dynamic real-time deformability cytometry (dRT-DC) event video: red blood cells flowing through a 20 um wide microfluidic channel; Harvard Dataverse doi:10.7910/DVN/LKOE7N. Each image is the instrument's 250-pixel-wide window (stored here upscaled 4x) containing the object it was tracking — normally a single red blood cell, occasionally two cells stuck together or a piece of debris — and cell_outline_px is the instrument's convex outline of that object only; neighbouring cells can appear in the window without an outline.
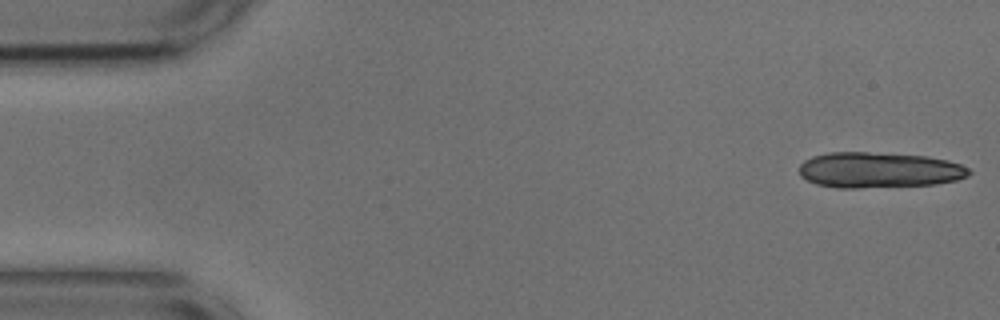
{"species": "common noctule bat (a hibernating species)", "species_latin": "Nyctalus noctula", "temperature_condition": "cold", "stored_images_in_passage": 53, "camera_frame_rate_fps": 3000, "um_per_image_px": 0.085, "animal": {"sex": "male", "body_mass_g": 17.9, "forearm_length_mm": 54.2}, "frame": {"image": 1, "passage_image": 1, "time_ms": 0.0, "image_size_px": [1000, 320], "cell_outline_px": [[972, 172], [968, 176], [956, 180], [936, 184], [860, 188], [836, 188], [816, 184], [800, 176], [800, 164], [804, 160], [812, 156], [828, 152], [868, 152], [924, 156], [948, 160], [960, 164], [968, 168]], "centroid_in_image_um": [74.69, 14.46], "position_along_channel_um": 10.3, "area_um2": 35.37}}
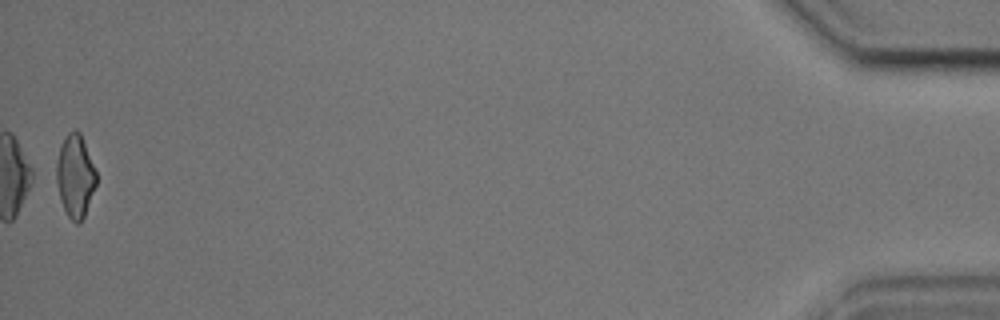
{"frame": {"image": 2, "passage_image": 53, "time_ms": 17.333, "image_size_px": [1000, 320], "cell_outline_px": [[96, 184], [84, 216], [80, 224], [76, 224], [68, 216], [60, 200], [56, 184], [56, 164], [60, 144], [68, 132], [76, 128], [80, 132], [96, 172]], "centroid_in_image_um": [6.37, 14.95], "position_along_channel_um": 428.8, "area_um2": 19.19}, "authors_computed_cell_mechanics": {"area_um2": 20.7502, "velocity_mm_per_s": 3.6634, "shape_relaxation_time_tau1_ms": 4.1442, "shape_relaxation_time_tau2_ms": 1.401, "deformation_change_tau1": 0.1085, "deformation_change_tau2": 0.0747}}